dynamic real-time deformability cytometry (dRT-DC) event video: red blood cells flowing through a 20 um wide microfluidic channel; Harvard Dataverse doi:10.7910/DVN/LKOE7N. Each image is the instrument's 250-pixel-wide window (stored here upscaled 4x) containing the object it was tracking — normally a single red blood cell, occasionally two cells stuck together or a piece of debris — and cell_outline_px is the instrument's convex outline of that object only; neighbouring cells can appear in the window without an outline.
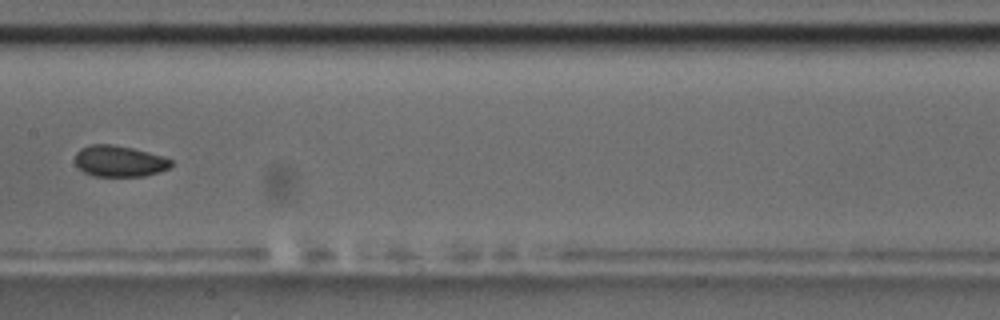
{"species": "common noctule bat (a hibernating species)", "species_latin": "Nyctalus noctula", "temperature_condition": "room temperature", "stored_images_in_passage": 5, "camera_frame_rate_fps": 3000, "um_per_image_px": 0.085, "animal": {"sex": "male", "body_mass_g": 17.5, "forearm_length_mm": 52.3}, "frame": {"image": 1, "passage_image": 5, "time_ms": 4.667, "image_size_px": [1000, 320], "cell_outline_px": [[172, 164], [168, 168], [144, 176], [96, 176], [84, 172], [76, 168], [76, 152], [80, 148], [88, 144], [112, 144], [132, 148], [164, 156], [172, 160]], "centroid_in_image_um": [10.11, 13.69], "position_along_channel_um": 197.3, "area_um2": 17.46}}